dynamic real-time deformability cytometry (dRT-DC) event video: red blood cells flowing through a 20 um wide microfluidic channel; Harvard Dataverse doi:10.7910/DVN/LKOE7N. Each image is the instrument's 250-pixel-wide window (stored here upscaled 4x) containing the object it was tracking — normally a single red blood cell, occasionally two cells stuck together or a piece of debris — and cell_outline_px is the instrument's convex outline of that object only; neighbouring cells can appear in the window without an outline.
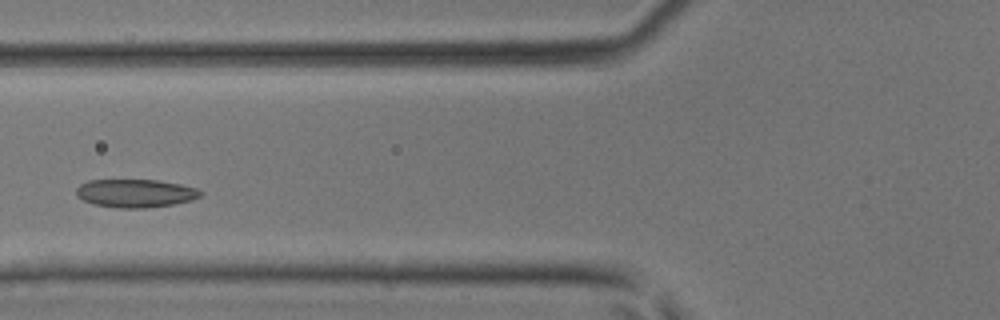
{"species": "common noctule bat (a hibernating species)", "species_latin": "Nyctalus noctula", "temperature_condition": "room temperature", "stored_images_in_passage": 22, "camera_frame_rate_fps": 3000, "um_per_image_px": 0.085, "animal": {"sex": "male", "body_mass_g": 17.9, "forearm_length_mm": 54.2}, "frame": {"image": 1, "passage_image": 4, "time_ms": 1.0, "image_size_px": [1000, 320], "cell_outline_px": [[200, 196], [192, 200], [172, 204], [148, 208], [116, 208], [92, 204], [76, 196], [76, 188], [80, 184], [88, 180], [156, 180], [180, 184], [196, 188], [200, 192]], "centroid_in_image_um": [11.46, 16.43], "position_along_channel_um": 114.3, "area_um2": 20.4}}
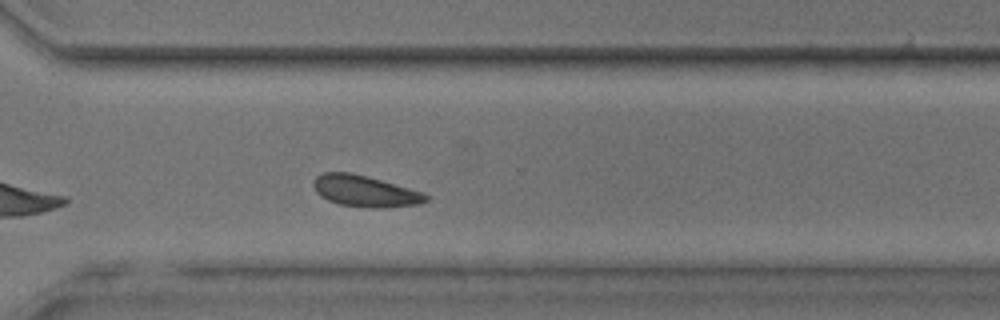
{"frame": {"image": 2, "passage_image": 19, "time_ms": 6.0, "image_size_px": [1000, 320], "cell_outline_px": [[428, 200], [416, 204], [384, 208], [376, 208], [340, 204], [328, 200], [320, 196], [316, 192], [312, 184], [312, 180], [316, 176], [324, 172], [348, 172], [368, 176], [424, 192], [428, 196]], "centroid_in_image_um": [31.0, 16.23], "position_along_channel_um": 339.6, "area_um2": 20.52}}